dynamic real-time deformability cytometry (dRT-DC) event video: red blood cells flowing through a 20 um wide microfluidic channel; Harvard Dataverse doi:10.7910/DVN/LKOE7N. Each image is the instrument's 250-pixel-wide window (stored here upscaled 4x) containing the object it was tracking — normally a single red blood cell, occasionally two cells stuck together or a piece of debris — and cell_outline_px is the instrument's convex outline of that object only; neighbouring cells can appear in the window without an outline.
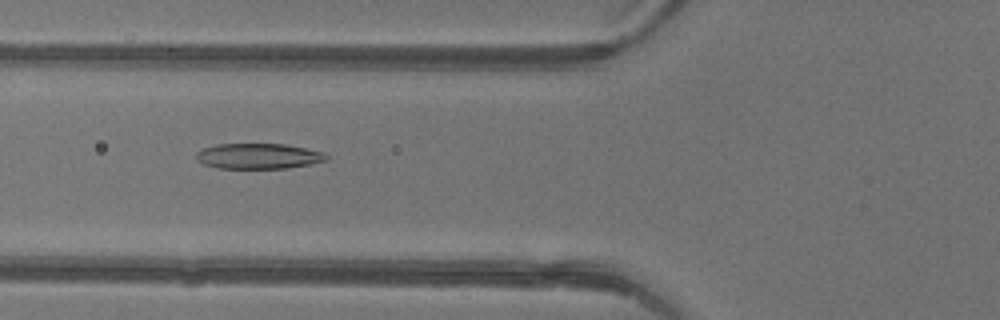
{"species": "common noctule bat (a hibernating species)", "species_latin": "Nyctalus noctula", "temperature_condition": "warm", "stored_images_in_passage": 39, "camera_frame_rate_fps": 3000, "um_per_image_px": 0.085, "animal": {"sex": "female"}, "frame": {"image": 1, "passage_image": 10, "time_ms": 3.0, "image_size_px": [1000, 320], "cell_outline_px": [[328, 160], [288, 168], [216, 168], [200, 164], [196, 160], [196, 152], [204, 148], [216, 144], [284, 144], [324, 152], [328, 156]], "centroid_in_image_um": [21.92, 13.27], "position_along_channel_um": 103.9, "area_um2": 19.36}}
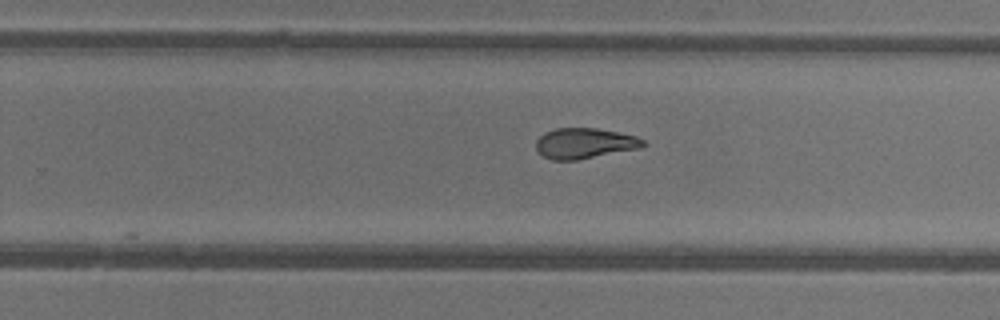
{"frame": {"image": 2, "passage_image": 22, "time_ms": 7.0, "image_size_px": [1000, 320], "cell_outline_px": [[648, 144], [640, 148], [576, 160], [552, 160], [536, 152], [536, 140], [544, 132], [556, 128], [596, 128], [636, 136], [644, 140]], "centroid_in_image_um": [49.67, 12.18], "position_along_channel_um": 280.1, "area_um2": 19.07}}
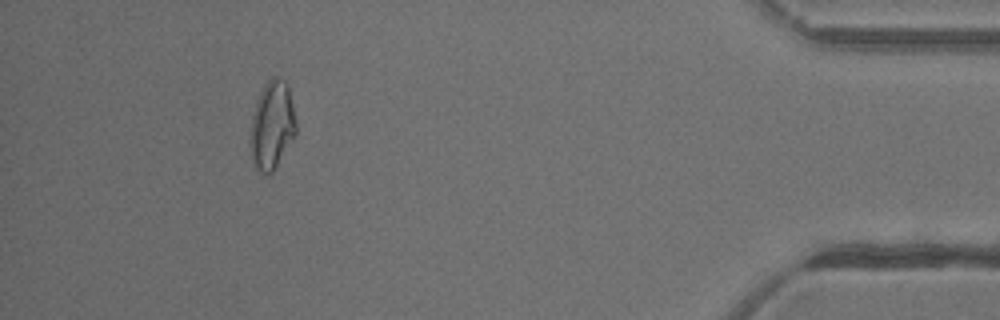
{"frame": {"image": 3, "passage_image": 35, "time_ms": 11.333, "image_size_px": [1000, 320], "cell_outline_px": [[296, 132], [272, 172], [268, 176], [260, 172], [252, 164], [248, 144], [248, 140], [252, 116], [256, 100], [264, 84], [272, 76], [276, 76], [284, 80], [288, 88], [296, 124]], "centroid_in_image_um": [23.05, 10.67], "position_along_channel_um": 412.1, "area_um2": 23.58}, "authors_computed_cell_mechanics": {"area_um2": 20.6346, "velocity_mm_per_s": 4.3994, "shape_relaxation_time_tau1_ms": 11.1546, "shape_relaxation_time_tau2_ms": 1.7102, "deformation_change_tau1": 0.3184, "deformation_change_tau2": 0.0806}}